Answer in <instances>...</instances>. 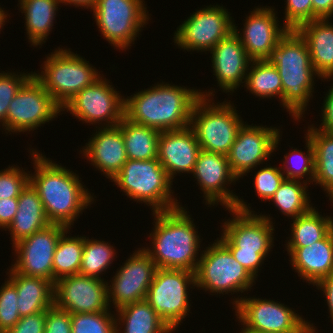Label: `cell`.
<instances>
[{"instance_id": "21", "label": "cell", "mask_w": 333, "mask_h": 333, "mask_svg": "<svg viewBox=\"0 0 333 333\" xmlns=\"http://www.w3.org/2000/svg\"><path fill=\"white\" fill-rule=\"evenodd\" d=\"M273 7H255L244 20L242 33L234 24V32L239 37L251 61L267 60L271 50L279 40L289 31L279 25L278 17ZM279 26V27H278Z\"/></svg>"}, {"instance_id": "51", "label": "cell", "mask_w": 333, "mask_h": 333, "mask_svg": "<svg viewBox=\"0 0 333 333\" xmlns=\"http://www.w3.org/2000/svg\"><path fill=\"white\" fill-rule=\"evenodd\" d=\"M61 3H65L66 5H75V7H84V8H89L90 11L94 8L96 0H60Z\"/></svg>"}, {"instance_id": "10", "label": "cell", "mask_w": 333, "mask_h": 333, "mask_svg": "<svg viewBox=\"0 0 333 333\" xmlns=\"http://www.w3.org/2000/svg\"><path fill=\"white\" fill-rule=\"evenodd\" d=\"M144 0H96L92 9L101 35L116 49H128L147 25ZM138 34V35H137Z\"/></svg>"}, {"instance_id": "43", "label": "cell", "mask_w": 333, "mask_h": 333, "mask_svg": "<svg viewBox=\"0 0 333 333\" xmlns=\"http://www.w3.org/2000/svg\"><path fill=\"white\" fill-rule=\"evenodd\" d=\"M267 166L258 170L254 175V189L262 201L270 200L286 179L280 167Z\"/></svg>"}, {"instance_id": "47", "label": "cell", "mask_w": 333, "mask_h": 333, "mask_svg": "<svg viewBox=\"0 0 333 333\" xmlns=\"http://www.w3.org/2000/svg\"><path fill=\"white\" fill-rule=\"evenodd\" d=\"M322 104V123L318 127L322 132L333 133V84L328 93L325 94Z\"/></svg>"}, {"instance_id": "16", "label": "cell", "mask_w": 333, "mask_h": 333, "mask_svg": "<svg viewBox=\"0 0 333 333\" xmlns=\"http://www.w3.org/2000/svg\"><path fill=\"white\" fill-rule=\"evenodd\" d=\"M230 15L223 5L218 4L197 10L179 25L174 33V43L187 51H210L234 31Z\"/></svg>"}, {"instance_id": "32", "label": "cell", "mask_w": 333, "mask_h": 333, "mask_svg": "<svg viewBox=\"0 0 333 333\" xmlns=\"http://www.w3.org/2000/svg\"><path fill=\"white\" fill-rule=\"evenodd\" d=\"M307 136L312 141L315 159V184H319L333 203V133L310 125Z\"/></svg>"}, {"instance_id": "4", "label": "cell", "mask_w": 333, "mask_h": 333, "mask_svg": "<svg viewBox=\"0 0 333 333\" xmlns=\"http://www.w3.org/2000/svg\"><path fill=\"white\" fill-rule=\"evenodd\" d=\"M267 61L277 68L282 81L281 105L295 121H300L313 98L314 76L319 77L305 40L296 30H289L271 50Z\"/></svg>"}, {"instance_id": "31", "label": "cell", "mask_w": 333, "mask_h": 333, "mask_svg": "<svg viewBox=\"0 0 333 333\" xmlns=\"http://www.w3.org/2000/svg\"><path fill=\"white\" fill-rule=\"evenodd\" d=\"M127 159L151 160L157 158L158 138L161 131L136 124L125 116L119 123Z\"/></svg>"}, {"instance_id": "37", "label": "cell", "mask_w": 333, "mask_h": 333, "mask_svg": "<svg viewBox=\"0 0 333 333\" xmlns=\"http://www.w3.org/2000/svg\"><path fill=\"white\" fill-rule=\"evenodd\" d=\"M117 253L110 243L97 239H89L84 236V248L82 253V262L79 270L80 275L92 278H101L110 264L114 261Z\"/></svg>"}, {"instance_id": "46", "label": "cell", "mask_w": 333, "mask_h": 333, "mask_svg": "<svg viewBox=\"0 0 333 333\" xmlns=\"http://www.w3.org/2000/svg\"><path fill=\"white\" fill-rule=\"evenodd\" d=\"M45 322L46 311L23 316L7 333H44Z\"/></svg>"}, {"instance_id": "18", "label": "cell", "mask_w": 333, "mask_h": 333, "mask_svg": "<svg viewBox=\"0 0 333 333\" xmlns=\"http://www.w3.org/2000/svg\"><path fill=\"white\" fill-rule=\"evenodd\" d=\"M280 128L243 124L227 154L232 172L240 177L265 162L277 150L280 141ZM276 148V149H275ZM252 169V170H251Z\"/></svg>"}, {"instance_id": "34", "label": "cell", "mask_w": 333, "mask_h": 333, "mask_svg": "<svg viewBox=\"0 0 333 333\" xmlns=\"http://www.w3.org/2000/svg\"><path fill=\"white\" fill-rule=\"evenodd\" d=\"M250 65L244 87L262 99L278 96L282 103L283 88L277 68L267 60L251 61Z\"/></svg>"}, {"instance_id": "19", "label": "cell", "mask_w": 333, "mask_h": 333, "mask_svg": "<svg viewBox=\"0 0 333 333\" xmlns=\"http://www.w3.org/2000/svg\"><path fill=\"white\" fill-rule=\"evenodd\" d=\"M108 282L80 274L62 277L54 282L53 305L70 314L105 312Z\"/></svg>"}, {"instance_id": "41", "label": "cell", "mask_w": 333, "mask_h": 333, "mask_svg": "<svg viewBox=\"0 0 333 333\" xmlns=\"http://www.w3.org/2000/svg\"><path fill=\"white\" fill-rule=\"evenodd\" d=\"M5 72L0 73V124L6 132V114L8 112L9 103L15 97L22 85L33 75L30 73Z\"/></svg>"}, {"instance_id": "17", "label": "cell", "mask_w": 333, "mask_h": 333, "mask_svg": "<svg viewBox=\"0 0 333 333\" xmlns=\"http://www.w3.org/2000/svg\"><path fill=\"white\" fill-rule=\"evenodd\" d=\"M156 269L154 261L143 248L135 250L112 277V286L107 285L109 306L114 305L113 308L118 310L145 300Z\"/></svg>"}, {"instance_id": "11", "label": "cell", "mask_w": 333, "mask_h": 333, "mask_svg": "<svg viewBox=\"0 0 333 333\" xmlns=\"http://www.w3.org/2000/svg\"><path fill=\"white\" fill-rule=\"evenodd\" d=\"M195 285V272L157 268L145 300L175 331L189 315L191 304L187 290Z\"/></svg>"}, {"instance_id": "40", "label": "cell", "mask_w": 333, "mask_h": 333, "mask_svg": "<svg viewBox=\"0 0 333 333\" xmlns=\"http://www.w3.org/2000/svg\"><path fill=\"white\" fill-rule=\"evenodd\" d=\"M17 299L16 287L8 279L0 288V333H7L21 319Z\"/></svg>"}, {"instance_id": "27", "label": "cell", "mask_w": 333, "mask_h": 333, "mask_svg": "<svg viewBox=\"0 0 333 333\" xmlns=\"http://www.w3.org/2000/svg\"><path fill=\"white\" fill-rule=\"evenodd\" d=\"M18 293L17 306L21 317L46 311L53 306L54 284L45 278L26 276L12 266L6 273Z\"/></svg>"}, {"instance_id": "49", "label": "cell", "mask_w": 333, "mask_h": 333, "mask_svg": "<svg viewBox=\"0 0 333 333\" xmlns=\"http://www.w3.org/2000/svg\"><path fill=\"white\" fill-rule=\"evenodd\" d=\"M317 289L323 291V295L325 294L326 303L328 305V310L330 313L331 321L333 324V272H331L328 276L319 280L316 284Z\"/></svg>"}, {"instance_id": "52", "label": "cell", "mask_w": 333, "mask_h": 333, "mask_svg": "<svg viewBox=\"0 0 333 333\" xmlns=\"http://www.w3.org/2000/svg\"><path fill=\"white\" fill-rule=\"evenodd\" d=\"M7 12H5L4 10H2V8L0 7V29L2 30V27L5 25L4 23L7 22L6 21V17L8 14H6ZM0 30V31H1Z\"/></svg>"}, {"instance_id": "26", "label": "cell", "mask_w": 333, "mask_h": 333, "mask_svg": "<svg viewBox=\"0 0 333 333\" xmlns=\"http://www.w3.org/2000/svg\"><path fill=\"white\" fill-rule=\"evenodd\" d=\"M329 20L316 19L296 29L307 44L314 71L327 81L333 80V24Z\"/></svg>"}, {"instance_id": "1", "label": "cell", "mask_w": 333, "mask_h": 333, "mask_svg": "<svg viewBox=\"0 0 333 333\" xmlns=\"http://www.w3.org/2000/svg\"><path fill=\"white\" fill-rule=\"evenodd\" d=\"M30 150L35 169L30 173V183L38 191L49 222L71 229L79 214L94 202L93 196L76 173L52 162L36 149Z\"/></svg>"}, {"instance_id": "23", "label": "cell", "mask_w": 333, "mask_h": 333, "mask_svg": "<svg viewBox=\"0 0 333 333\" xmlns=\"http://www.w3.org/2000/svg\"><path fill=\"white\" fill-rule=\"evenodd\" d=\"M212 69L217 84L223 92H234L241 83H245L248 67L251 63L239 37L233 31L219 41L211 50ZM244 80V81H243Z\"/></svg>"}, {"instance_id": "12", "label": "cell", "mask_w": 333, "mask_h": 333, "mask_svg": "<svg viewBox=\"0 0 333 333\" xmlns=\"http://www.w3.org/2000/svg\"><path fill=\"white\" fill-rule=\"evenodd\" d=\"M238 321L252 330L271 333H317L313 323L278 301L245 296L233 299Z\"/></svg>"}, {"instance_id": "24", "label": "cell", "mask_w": 333, "mask_h": 333, "mask_svg": "<svg viewBox=\"0 0 333 333\" xmlns=\"http://www.w3.org/2000/svg\"><path fill=\"white\" fill-rule=\"evenodd\" d=\"M81 153L104 176L112 180L127 161L126 149L120 125L98 127Z\"/></svg>"}, {"instance_id": "7", "label": "cell", "mask_w": 333, "mask_h": 333, "mask_svg": "<svg viewBox=\"0 0 333 333\" xmlns=\"http://www.w3.org/2000/svg\"><path fill=\"white\" fill-rule=\"evenodd\" d=\"M213 90L202 92L199 89L201 97L193 106L190 127L202 150L227 155L244 121L231 100L212 102Z\"/></svg>"}, {"instance_id": "15", "label": "cell", "mask_w": 333, "mask_h": 333, "mask_svg": "<svg viewBox=\"0 0 333 333\" xmlns=\"http://www.w3.org/2000/svg\"><path fill=\"white\" fill-rule=\"evenodd\" d=\"M62 111L42 84L32 75L9 103L6 131L30 132L52 121Z\"/></svg>"}, {"instance_id": "38", "label": "cell", "mask_w": 333, "mask_h": 333, "mask_svg": "<svg viewBox=\"0 0 333 333\" xmlns=\"http://www.w3.org/2000/svg\"><path fill=\"white\" fill-rule=\"evenodd\" d=\"M304 138H306L305 146L307 148L306 149L307 154L306 153L304 154V152H302L299 149L297 150V148L291 150L290 153H286V155H284L283 167H281L280 170L283 171L282 172L283 175L288 180L301 181V180H303V178L308 176L305 178L306 180H303V181L306 183L308 181L313 184L314 179H315L314 147H313L312 141L306 134H305ZM289 165H290V167H289Z\"/></svg>"}, {"instance_id": "8", "label": "cell", "mask_w": 333, "mask_h": 333, "mask_svg": "<svg viewBox=\"0 0 333 333\" xmlns=\"http://www.w3.org/2000/svg\"><path fill=\"white\" fill-rule=\"evenodd\" d=\"M45 60L43 68L41 67L44 71L33 72V76L61 108L78 92L101 77L100 72L89 61L70 51V48L59 47Z\"/></svg>"}, {"instance_id": "28", "label": "cell", "mask_w": 333, "mask_h": 333, "mask_svg": "<svg viewBox=\"0 0 333 333\" xmlns=\"http://www.w3.org/2000/svg\"><path fill=\"white\" fill-rule=\"evenodd\" d=\"M51 224L46 216L38 191L31 183L18 197V209L12 223L7 228L13 245Z\"/></svg>"}, {"instance_id": "35", "label": "cell", "mask_w": 333, "mask_h": 333, "mask_svg": "<svg viewBox=\"0 0 333 333\" xmlns=\"http://www.w3.org/2000/svg\"><path fill=\"white\" fill-rule=\"evenodd\" d=\"M70 228L60 237L53 256V284L62 277L79 274L84 248V236H67Z\"/></svg>"}, {"instance_id": "6", "label": "cell", "mask_w": 333, "mask_h": 333, "mask_svg": "<svg viewBox=\"0 0 333 333\" xmlns=\"http://www.w3.org/2000/svg\"><path fill=\"white\" fill-rule=\"evenodd\" d=\"M112 182H115L131 200L152 206V212L170 211L181 207L180 202L173 198V181L158 158L127 159Z\"/></svg>"}, {"instance_id": "20", "label": "cell", "mask_w": 333, "mask_h": 333, "mask_svg": "<svg viewBox=\"0 0 333 333\" xmlns=\"http://www.w3.org/2000/svg\"><path fill=\"white\" fill-rule=\"evenodd\" d=\"M69 229L61 224H49L12 245L16 261L12 268L23 275L42 277L53 283V256L61 235Z\"/></svg>"}, {"instance_id": "2", "label": "cell", "mask_w": 333, "mask_h": 333, "mask_svg": "<svg viewBox=\"0 0 333 333\" xmlns=\"http://www.w3.org/2000/svg\"><path fill=\"white\" fill-rule=\"evenodd\" d=\"M157 83L125 98L124 116L130 121L159 131L190 126L191 113L201 97L198 89Z\"/></svg>"}, {"instance_id": "13", "label": "cell", "mask_w": 333, "mask_h": 333, "mask_svg": "<svg viewBox=\"0 0 333 333\" xmlns=\"http://www.w3.org/2000/svg\"><path fill=\"white\" fill-rule=\"evenodd\" d=\"M103 77L78 92L62 107V111H69L84 123L102 124L101 127L118 125L124 117L125 97Z\"/></svg>"}, {"instance_id": "14", "label": "cell", "mask_w": 333, "mask_h": 333, "mask_svg": "<svg viewBox=\"0 0 333 333\" xmlns=\"http://www.w3.org/2000/svg\"><path fill=\"white\" fill-rule=\"evenodd\" d=\"M191 174L201 187L200 191L202 190L204 194L206 205L214 206L220 203L226 209L234 208L240 212H255L249 207L250 204L247 206L246 202L227 188L229 184L239 180L230 168L227 155L201 149Z\"/></svg>"}, {"instance_id": "25", "label": "cell", "mask_w": 333, "mask_h": 333, "mask_svg": "<svg viewBox=\"0 0 333 333\" xmlns=\"http://www.w3.org/2000/svg\"><path fill=\"white\" fill-rule=\"evenodd\" d=\"M292 269L300 279L315 284L333 272V229L310 246L286 247Z\"/></svg>"}, {"instance_id": "33", "label": "cell", "mask_w": 333, "mask_h": 333, "mask_svg": "<svg viewBox=\"0 0 333 333\" xmlns=\"http://www.w3.org/2000/svg\"><path fill=\"white\" fill-rule=\"evenodd\" d=\"M314 206L310 211L293 219L291 238L285 247L310 246L323 239L333 229V218L322 216Z\"/></svg>"}, {"instance_id": "36", "label": "cell", "mask_w": 333, "mask_h": 333, "mask_svg": "<svg viewBox=\"0 0 333 333\" xmlns=\"http://www.w3.org/2000/svg\"><path fill=\"white\" fill-rule=\"evenodd\" d=\"M307 184L309 185L304 181L285 179L269 201H273L278 210L291 219L305 214L313 208L309 204L311 201Z\"/></svg>"}, {"instance_id": "5", "label": "cell", "mask_w": 333, "mask_h": 333, "mask_svg": "<svg viewBox=\"0 0 333 333\" xmlns=\"http://www.w3.org/2000/svg\"><path fill=\"white\" fill-rule=\"evenodd\" d=\"M233 213L221 226L222 234L218 238L231 252L233 257L256 279L258 270L274 246L273 218L254 212Z\"/></svg>"}, {"instance_id": "53", "label": "cell", "mask_w": 333, "mask_h": 333, "mask_svg": "<svg viewBox=\"0 0 333 333\" xmlns=\"http://www.w3.org/2000/svg\"><path fill=\"white\" fill-rule=\"evenodd\" d=\"M241 332L240 333H271V332H264V331H258V330H252L250 328H246L243 326V328H241Z\"/></svg>"}, {"instance_id": "39", "label": "cell", "mask_w": 333, "mask_h": 333, "mask_svg": "<svg viewBox=\"0 0 333 333\" xmlns=\"http://www.w3.org/2000/svg\"><path fill=\"white\" fill-rule=\"evenodd\" d=\"M111 311L71 314L72 333H116Z\"/></svg>"}, {"instance_id": "48", "label": "cell", "mask_w": 333, "mask_h": 333, "mask_svg": "<svg viewBox=\"0 0 333 333\" xmlns=\"http://www.w3.org/2000/svg\"><path fill=\"white\" fill-rule=\"evenodd\" d=\"M18 209V198L0 199V228L6 231Z\"/></svg>"}, {"instance_id": "44", "label": "cell", "mask_w": 333, "mask_h": 333, "mask_svg": "<svg viewBox=\"0 0 333 333\" xmlns=\"http://www.w3.org/2000/svg\"><path fill=\"white\" fill-rule=\"evenodd\" d=\"M285 22L289 30H296L303 23L312 21V0H286Z\"/></svg>"}, {"instance_id": "30", "label": "cell", "mask_w": 333, "mask_h": 333, "mask_svg": "<svg viewBox=\"0 0 333 333\" xmlns=\"http://www.w3.org/2000/svg\"><path fill=\"white\" fill-rule=\"evenodd\" d=\"M61 4L60 0H19L20 11L24 13L26 34L32 46L45 43Z\"/></svg>"}, {"instance_id": "45", "label": "cell", "mask_w": 333, "mask_h": 333, "mask_svg": "<svg viewBox=\"0 0 333 333\" xmlns=\"http://www.w3.org/2000/svg\"><path fill=\"white\" fill-rule=\"evenodd\" d=\"M44 333H72L71 314L54 305L46 310Z\"/></svg>"}, {"instance_id": "29", "label": "cell", "mask_w": 333, "mask_h": 333, "mask_svg": "<svg viewBox=\"0 0 333 333\" xmlns=\"http://www.w3.org/2000/svg\"><path fill=\"white\" fill-rule=\"evenodd\" d=\"M116 312L117 314H114L117 317L115 318L116 333L173 332L146 300L131 303L116 310ZM120 328H123V331Z\"/></svg>"}, {"instance_id": "22", "label": "cell", "mask_w": 333, "mask_h": 333, "mask_svg": "<svg viewBox=\"0 0 333 333\" xmlns=\"http://www.w3.org/2000/svg\"><path fill=\"white\" fill-rule=\"evenodd\" d=\"M201 148L193 129L161 131L157 158L173 181L177 173H192ZM175 175V176H174Z\"/></svg>"}, {"instance_id": "3", "label": "cell", "mask_w": 333, "mask_h": 333, "mask_svg": "<svg viewBox=\"0 0 333 333\" xmlns=\"http://www.w3.org/2000/svg\"><path fill=\"white\" fill-rule=\"evenodd\" d=\"M188 213L182 206L152 213L155 218L154 229L149 236L152 248L143 249L157 268L196 271L201 257L198 256L201 239Z\"/></svg>"}, {"instance_id": "50", "label": "cell", "mask_w": 333, "mask_h": 333, "mask_svg": "<svg viewBox=\"0 0 333 333\" xmlns=\"http://www.w3.org/2000/svg\"><path fill=\"white\" fill-rule=\"evenodd\" d=\"M333 15V0H312V21L330 18Z\"/></svg>"}, {"instance_id": "42", "label": "cell", "mask_w": 333, "mask_h": 333, "mask_svg": "<svg viewBox=\"0 0 333 333\" xmlns=\"http://www.w3.org/2000/svg\"><path fill=\"white\" fill-rule=\"evenodd\" d=\"M29 173V174H28ZM9 165L0 170V199L18 198L30 183V172Z\"/></svg>"}, {"instance_id": "9", "label": "cell", "mask_w": 333, "mask_h": 333, "mask_svg": "<svg viewBox=\"0 0 333 333\" xmlns=\"http://www.w3.org/2000/svg\"><path fill=\"white\" fill-rule=\"evenodd\" d=\"M202 253V254H201ZM195 271L196 288L219 296L252 289L255 279L231 254L230 250L217 238L213 244L200 252ZM233 292V293H232Z\"/></svg>"}]
</instances>
